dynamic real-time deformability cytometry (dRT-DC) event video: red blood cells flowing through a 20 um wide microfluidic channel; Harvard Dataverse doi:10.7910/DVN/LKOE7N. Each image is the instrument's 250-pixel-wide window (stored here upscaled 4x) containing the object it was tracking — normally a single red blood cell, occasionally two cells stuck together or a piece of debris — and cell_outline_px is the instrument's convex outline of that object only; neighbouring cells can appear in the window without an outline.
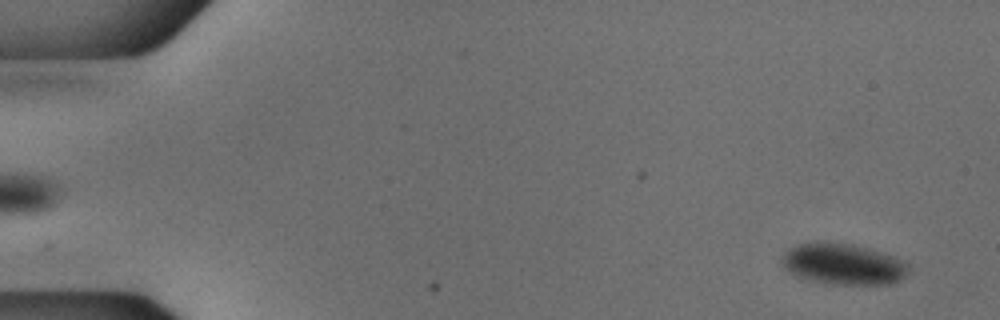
{"species": "common noctule bat (a hibernating species)", "species_latin": "Nyctalus noctula", "temperature_condition": "cold", "stored_images_in_passage": 54, "camera_frame_rate_fps": 3000, "um_per_image_px": 0.085, "animal": {"sex": "male", "body_mass_g": 18.8}, "frame": {"image": 1, "passage_image": 3, "time_ms": 0.667, "image_size_px": [1000, 320], "cell_outline_px": [[908, 268], [900, 280], [892, 284], [828, 284], [796, 276], [788, 272], [784, 268], [784, 256], [796, 244], [812, 240], [828, 240], [852, 244], [868, 248], [892, 256], [908, 264]], "centroid_in_image_um": [71.64, 22.42], "position_along_channel_um": 13.4, "area_um2": 30.29}}
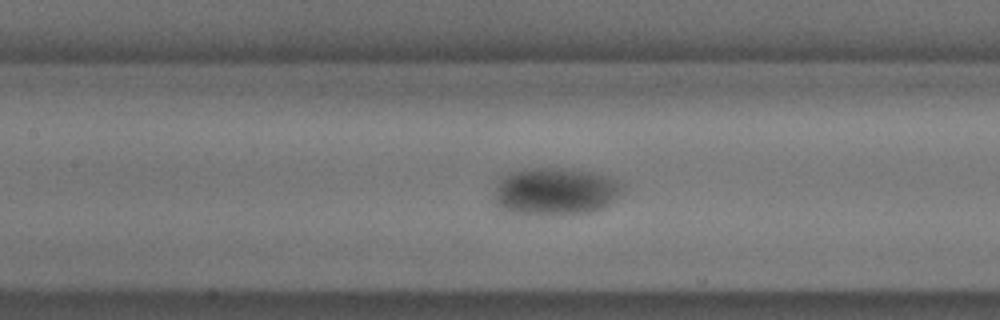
{"frame": {"image": 2, "passage_image": 25, "time_ms": 8.0, "image_size_px": [1000, 320], "cell_outline_px": [[620, 192], [608, 204], [592, 212], [560, 216], [552, 216], [512, 212], [500, 208], [496, 204], [496, 184], [504, 176], [512, 172], [532, 168], [572, 168], [592, 172], [616, 180], [620, 184]], "centroid_in_image_um": [47.18, 16.29], "position_along_channel_um": 160.2, "area_um2": 35.26}}
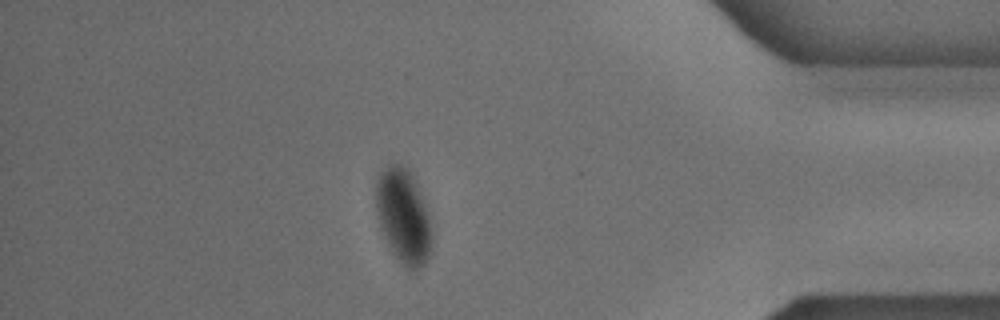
{"frame": {"image": 3, "passage_image": 47, "time_ms": 15.333, "image_size_px": [1000, 320], "cell_outline_px": [[432, 244], [428, 260], [416, 272], [408, 272], [396, 256], [388, 244], [380, 228], [376, 208], [376, 184], [380, 172], [392, 164], [400, 164], [408, 168], [420, 192], [428, 212], [432, 232]], "centroid_in_image_um": [34.31, 18.44], "position_along_channel_um": 400.9, "area_um2": 30.87}}